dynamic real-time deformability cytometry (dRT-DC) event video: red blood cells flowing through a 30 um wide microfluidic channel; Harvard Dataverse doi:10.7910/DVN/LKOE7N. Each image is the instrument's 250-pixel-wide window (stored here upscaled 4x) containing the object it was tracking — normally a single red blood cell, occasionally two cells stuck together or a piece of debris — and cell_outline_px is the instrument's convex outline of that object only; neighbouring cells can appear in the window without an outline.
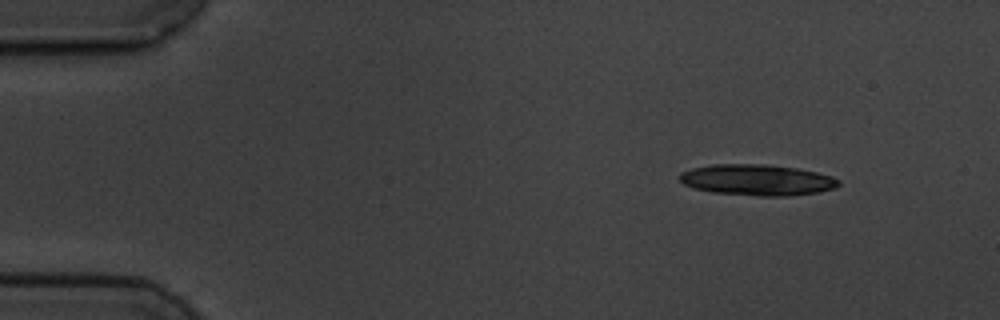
{"species": "common noctule bat (a hibernating species)", "species_latin": "Nyctalus noctula", "temperature_condition": "cold", "stored_images_in_passage": 5, "camera_frame_rate_fps": 3000, "um_per_image_px": 0.085, "animal": {"sex": "male", "body_mass_g": 19.5, "forearm_length_mm": 54.6}, "frame": {"image": 1, "passage_image": 1, "time_ms": 0.0, "image_size_px": [1000, 320], "cell_outline_px": [[840, 184], [836, 188], [820, 192], [788, 196], [760, 196], [712, 192], [696, 188], [684, 184], [680, 180], [680, 172], [692, 168], [712, 164], [768, 164], [796, 168], [816, 172], [832, 176], [840, 180]], "centroid_in_image_um": [64.39, 15.29], "position_along_channel_um": 20.6, "area_um2": 28.84}}